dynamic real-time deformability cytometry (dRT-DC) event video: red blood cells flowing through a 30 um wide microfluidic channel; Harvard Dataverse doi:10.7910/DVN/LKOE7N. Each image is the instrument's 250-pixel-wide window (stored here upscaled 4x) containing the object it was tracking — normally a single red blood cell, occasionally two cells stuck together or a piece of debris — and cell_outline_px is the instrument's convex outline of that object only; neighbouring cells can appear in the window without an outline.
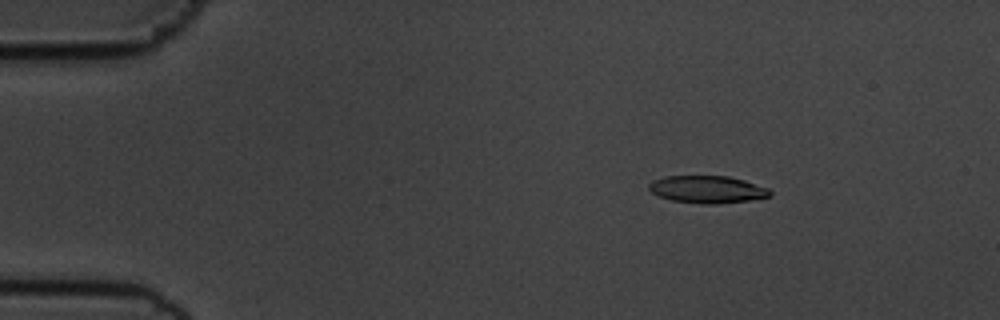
{"species": "common noctule bat (a hibernating species)", "species_latin": "Nyctalus noctula", "temperature_condition": "cold", "stored_images_in_passage": 56, "camera_frame_rate_fps": 3000, "um_per_image_px": 0.085, "animal": {"sex": "male", "body_mass_g": 19.5, "forearm_length_mm": 54.6}, "frame": {"image": 1, "passage_image": 9, "time_ms": 2.667, "image_size_px": [1000, 320], "cell_outline_px": [[772, 196], [748, 200], [716, 204], [704, 204], [672, 200], [660, 196], [652, 192], [648, 188], [648, 184], [652, 180], [664, 176], [728, 176], [744, 180], [768, 188], [772, 192]], "centroid_in_image_um": [60.12, 16.09], "position_along_channel_um": 24.9, "area_um2": 19.25}}
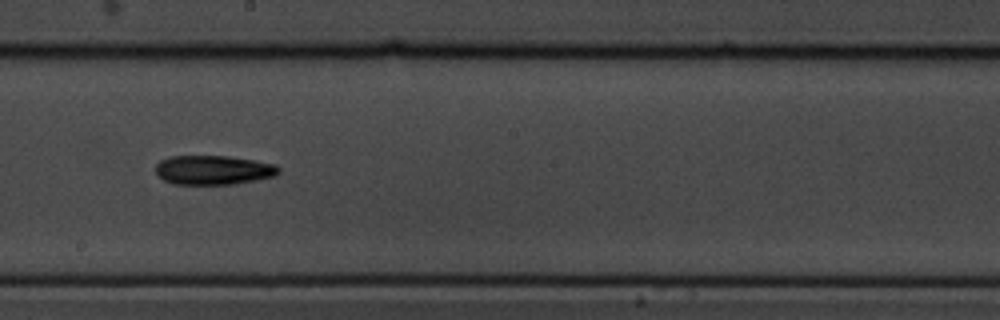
{"frame": {"image": 2, "passage_image": 32, "time_ms": 10.333, "image_size_px": [1000, 320], "cell_outline_px": [[280, 172], [276, 176], [256, 180], [232, 184], [172, 184], [164, 180], [156, 172], [156, 164], [160, 160], [168, 156], [228, 156], [276, 164], [280, 168]], "centroid_in_image_um": [18.14, 14.45], "position_along_channel_um": 230.1, "area_um2": 21.04}}
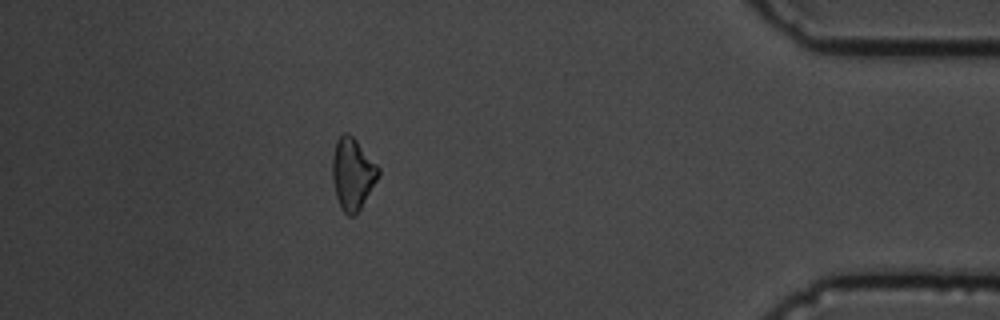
{"frame": {"image": 3, "passage_image": 50, "time_ms": 16.333, "image_size_px": [1000, 320], "cell_outline_px": [[380, 172], [376, 180], [360, 208], [352, 216], [348, 216], [340, 208], [336, 196], [332, 180], [332, 156], [336, 140], [344, 132], [348, 132], [356, 140], [380, 168]], "centroid_in_image_um": [29.93, 14.75], "position_along_channel_um": 405.3, "area_um2": 19.02}, "authors_computed_cell_mechanics": {"area_um2": 19.7676, "velocity_mm_per_s": 3.6315, "shape_relaxation_time_tau1_ms": 6.4141, "shape_relaxation_time_tau2_ms": null, "deformation_change_tau1": 0.155, "deformation_change_tau2": null}}